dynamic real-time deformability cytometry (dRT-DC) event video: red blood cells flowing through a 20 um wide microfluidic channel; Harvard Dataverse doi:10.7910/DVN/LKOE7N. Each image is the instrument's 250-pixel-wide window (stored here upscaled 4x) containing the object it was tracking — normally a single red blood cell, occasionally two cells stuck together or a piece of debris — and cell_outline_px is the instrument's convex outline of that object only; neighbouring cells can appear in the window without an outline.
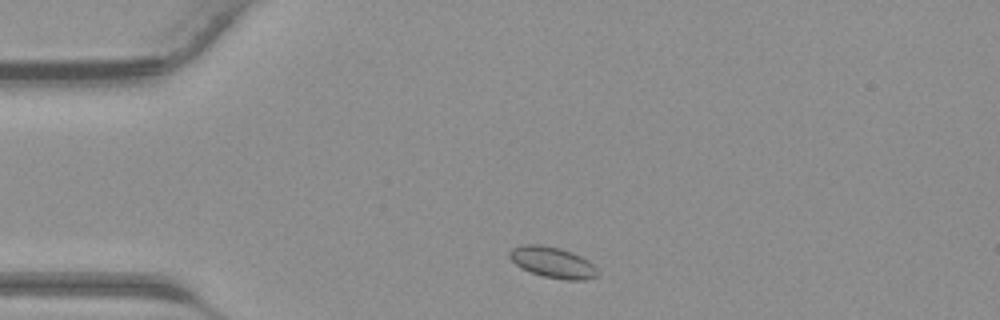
{"species": "common noctule bat (a hibernating species)", "species_latin": "Nyctalus noctula", "temperature_condition": "warm", "stored_images_in_passage": 34, "camera_frame_rate_fps": 3000, "um_per_image_px": 0.085, "animal": {"sex": "male", "body_mass_g": 23.1, "forearm_length_mm": 52.7}, "frame": {"image": 1, "passage_image": 2, "time_ms": 0.333, "image_size_px": [1000, 320], "cell_outline_px": [[600, 272], [596, 276], [584, 280], [564, 280], [544, 276], [532, 272], [516, 264], [508, 256], [508, 252], [512, 248], [524, 244], [540, 244], [560, 248], [572, 252], [588, 260]], "centroid_in_image_um": [46.98, 22.29], "position_along_channel_um": 38.0, "area_um2": 15.78}}
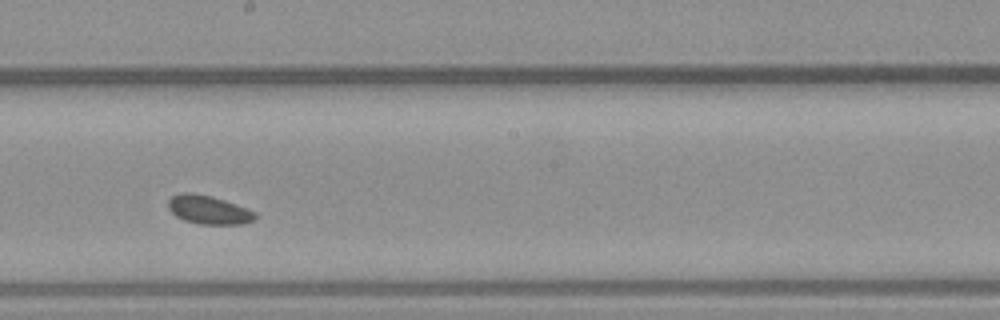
{"frame": {"image": 2, "passage_image": 16, "time_ms": 5.0, "image_size_px": [1000, 320], "cell_outline_px": [[256, 220], [244, 224], [196, 224], [184, 220], [176, 216], [168, 208], [168, 200], [172, 196], [180, 192], [192, 192], [212, 196], [224, 200], [256, 212]], "centroid_in_image_um": [17.72, 17.83], "position_along_channel_um": 230.5, "area_um2": 14.62}}
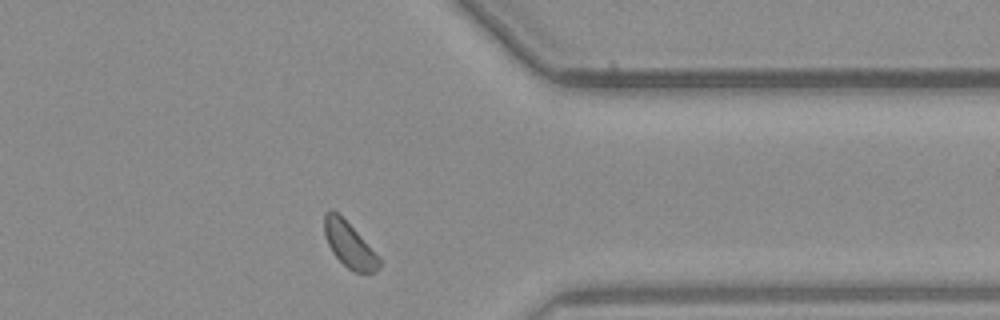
{"frame": {"image": 3, "passage_image": 26, "time_ms": 8.333, "image_size_px": [1000, 320], "cell_outline_px": [[384, 260], [380, 268], [376, 272], [356, 272], [348, 268], [332, 252], [328, 244], [324, 232], [324, 212], [336, 212]], "centroid_in_image_um": [29.74, 20.86], "position_along_channel_um": 381.7, "area_um2": 14.22}}